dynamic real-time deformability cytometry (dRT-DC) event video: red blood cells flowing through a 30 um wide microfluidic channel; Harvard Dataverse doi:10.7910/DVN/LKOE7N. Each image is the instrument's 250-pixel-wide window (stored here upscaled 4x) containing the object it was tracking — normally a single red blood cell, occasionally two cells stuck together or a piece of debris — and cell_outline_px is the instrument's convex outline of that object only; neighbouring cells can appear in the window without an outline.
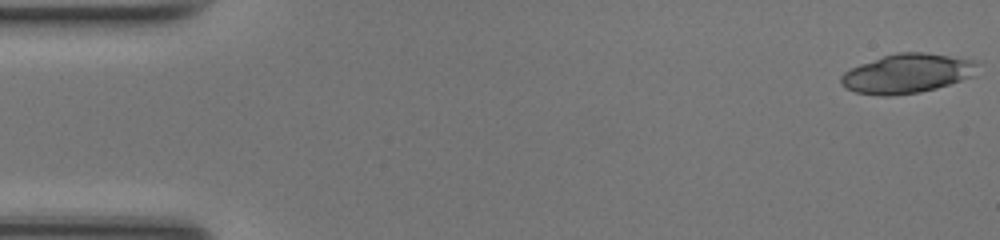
{"species": "common noctule bat (a hibernating species)", "species_latin": "Nyctalus noctula", "temperature_condition": "room temperature", "stored_images_in_passage": 48, "camera_frame_rate_fps": 3000, "um_per_image_px": 0.085, "animal": {"sex": "female", "body_mass_g": 17.0, "forearm_length_mm": 48.0}, "frame": {"image": 1, "passage_image": 1, "time_ms": 0.0, "image_size_px": [1000, 240], "cell_outline_px": [[976, 64], [972, 76], [936, 88], [920, 92], [888, 96], [880, 96], [856, 92], [848, 88], [840, 80], [840, 76], [844, 72], [860, 64], [896, 52], [924, 52], [976, 60]], "centroid_in_image_um": [77.08, 6.24], "position_along_channel_um": 7.9, "area_um2": 30.75}}
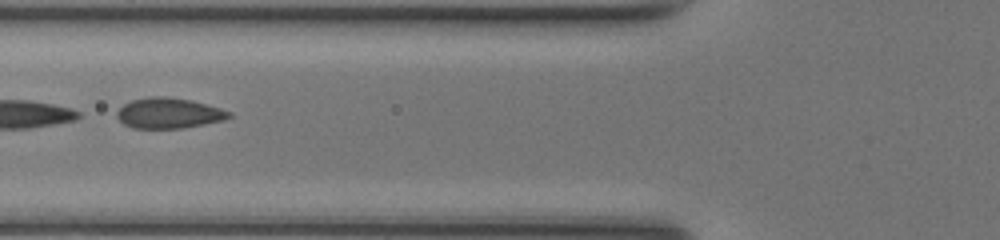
{"frame": {"image": 2, "passage_image": 19, "time_ms": 6.0, "image_size_px": [1000, 240], "cell_outline_px": [[232, 116], [224, 120], [184, 128], [132, 128], [124, 124], [116, 116], [116, 112], [124, 104], [132, 100], [148, 96], [164, 96], [192, 100], [220, 108], [232, 112]], "centroid_in_image_um": [14.35, 9.61], "position_along_channel_um": 111.4, "area_um2": 20.0}}